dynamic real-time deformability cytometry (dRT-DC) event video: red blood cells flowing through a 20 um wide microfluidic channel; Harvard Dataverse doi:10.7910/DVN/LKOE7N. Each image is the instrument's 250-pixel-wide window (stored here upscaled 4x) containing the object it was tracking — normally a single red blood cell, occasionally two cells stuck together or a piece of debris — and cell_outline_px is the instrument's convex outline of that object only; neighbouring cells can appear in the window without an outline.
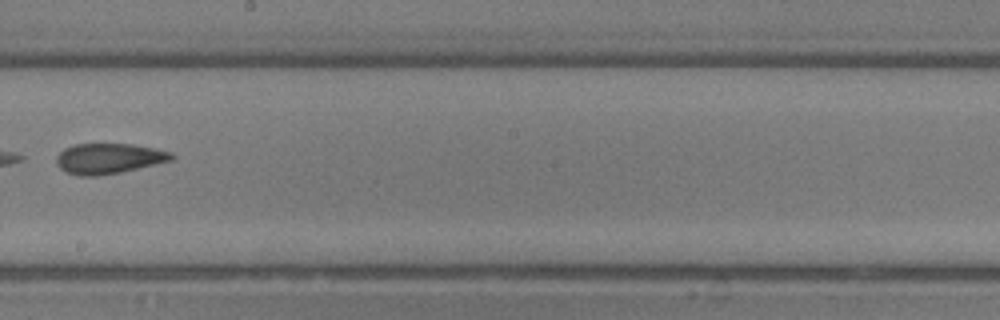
{"species": "common noctule bat (a hibernating species)", "species_latin": "Nyctalus noctula", "temperature_condition": "room temperature", "stored_images_in_passage": 20, "camera_frame_rate_fps": 3000, "um_per_image_px": 0.085, "animal": {"sex": "male", "body_mass_g": 13.3}, "frame": {"image": 1, "passage_image": 9, "time_ms": 2.667, "image_size_px": [1000, 320], "cell_outline_px": [[176, 156], [172, 160], [120, 172], [96, 176], [80, 176], [64, 172], [56, 164], [56, 156], [64, 148], [72, 144], [132, 144], [156, 148], [172, 152]], "centroid_in_image_um": [9.22, 13.47], "position_along_channel_um": 239.0, "area_um2": 20.52}}